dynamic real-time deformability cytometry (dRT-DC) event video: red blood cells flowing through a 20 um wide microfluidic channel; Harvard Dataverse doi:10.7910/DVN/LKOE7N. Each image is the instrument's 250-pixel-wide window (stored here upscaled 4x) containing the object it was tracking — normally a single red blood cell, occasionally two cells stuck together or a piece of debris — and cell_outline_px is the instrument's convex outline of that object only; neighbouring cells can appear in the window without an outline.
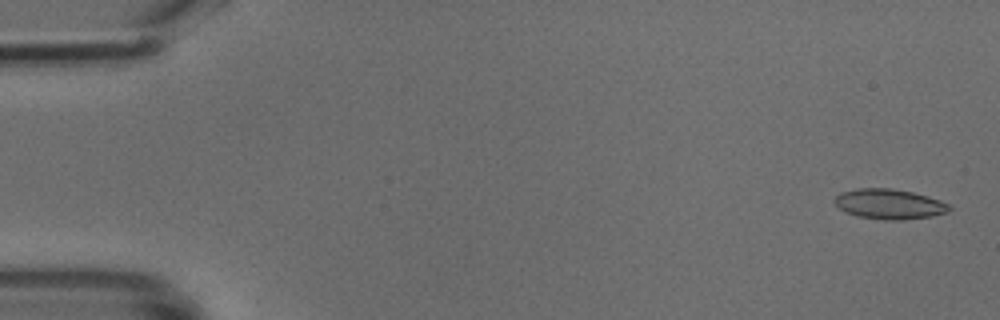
{"species": "common noctule bat (a hibernating species)", "species_latin": "Nyctalus noctula", "temperature_condition": "cold", "stored_images_in_passage": 49, "camera_frame_rate_fps": 3000, "um_per_image_px": 0.085, "animal": {"sex": "male", "body_mass_g": 18.8}, "frame": {"image": 1, "passage_image": 2, "time_ms": 0.333, "image_size_px": [1000, 320], "cell_outline_px": [[952, 208], [948, 212], [932, 216], [900, 220], [884, 220], [856, 216], [844, 212], [832, 200], [840, 192], [856, 188], [892, 188], [912, 192], [940, 200], [948, 204]], "centroid_in_image_um": [75.56, 17.34], "position_along_channel_um": 9.4, "area_um2": 20.23}}
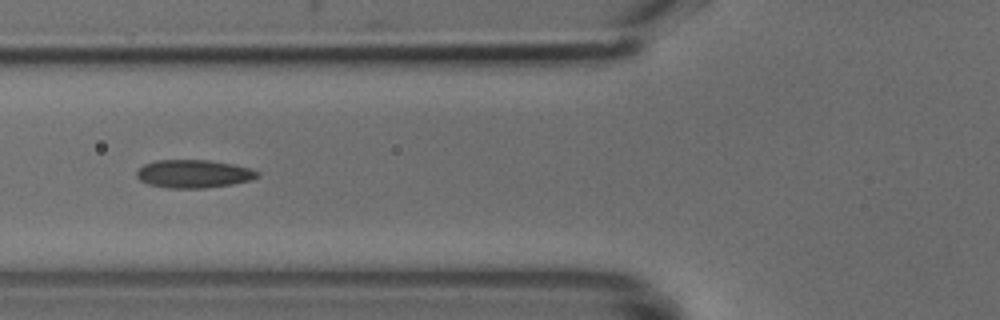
{"frame": {"image": 2, "passage_image": 19, "time_ms": 6.0, "image_size_px": [1000, 320], "cell_outline_px": [[260, 176], [252, 180], [232, 184], [204, 188], [168, 188], [148, 184], [140, 180], [136, 176], [136, 172], [144, 164], [156, 160], [208, 160], [232, 164], [248, 168], [260, 172]], "centroid_in_image_um": [16.46, 14.78], "position_along_channel_um": 109.3, "area_um2": 19.77}}
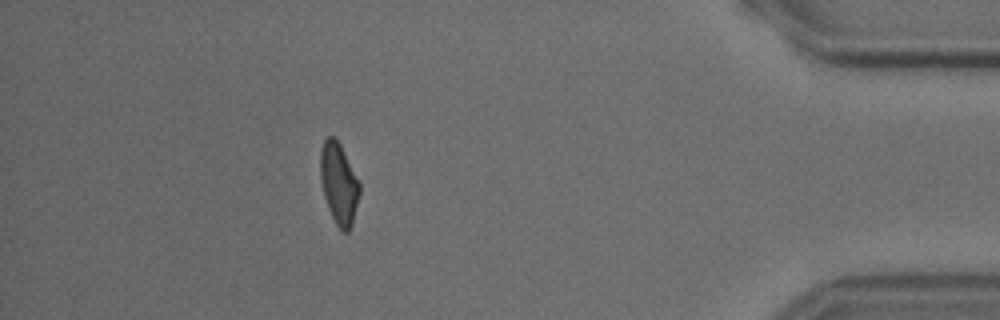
{"frame": {"image": 3, "passage_image": 44, "time_ms": 14.333, "image_size_px": [1000, 320], "cell_outline_px": [[360, 192], [352, 224], [348, 232], [344, 232], [336, 224], [328, 208], [324, 196], [320, 176], [320, 148], [324, 140], [328, 136], [332, 136], [340, 144], [360, 180]], "centroid_in_image_um": [28.81, 15.58], "position_along_channel_um": 406.4, "area_um2": 18.61}}